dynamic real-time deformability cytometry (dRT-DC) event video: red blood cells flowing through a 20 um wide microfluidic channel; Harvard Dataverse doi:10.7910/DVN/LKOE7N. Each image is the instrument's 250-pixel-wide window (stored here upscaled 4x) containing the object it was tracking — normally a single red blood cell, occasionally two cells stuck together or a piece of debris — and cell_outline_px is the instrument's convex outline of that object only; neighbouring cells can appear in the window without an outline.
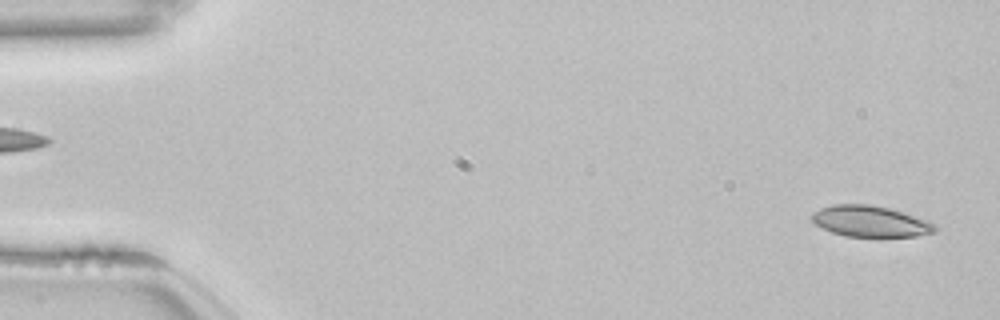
{"species": "common noctule bat (a hibernating species)", "species_latin": "Nyctalus noctula", "temperature_condition": "room temperature", "stored_images_in_passage": 52, "camera_frame_rate_fps": 3000, "um_per_image_px": 0.085, "animal": {"sex": "female", "body_mass_g": 22.7, "forearm_length_mm": 54.2}, "frame": {"image": 1, "passage_image": 1, "time_ms": 0.0, "image_size_px": [1000, 320], "cell_outline_px": [[936, 232], [916, 236], [848, 236], [832, 232], [816, 224], [812, 220], [812, 212], [820, 208], [832, 204], [868, 204], [892, 208], [904, 212], [924, 220], [932, 224], [936, 228]], "centroid_in_image_um": [73.95, 18.79], "position_along_channel_um": 11.1, "area_um2": 22.02}}
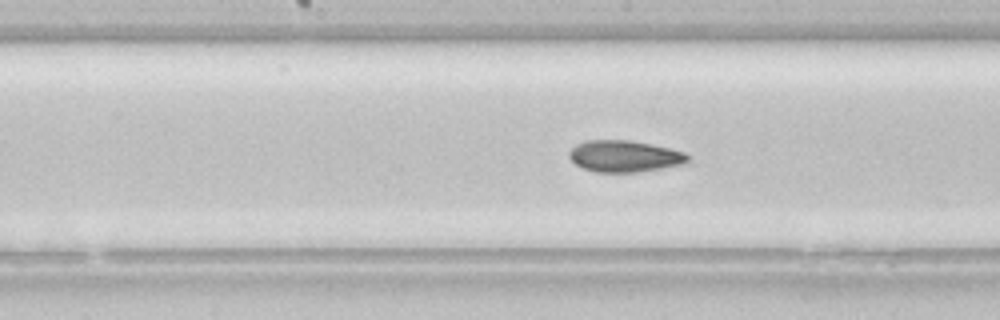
{"frame": {"image": 2, "passage_image": 26, "time_ms": 8.333, "image_size_px": [1000, 320], "cell_outline_px": [[688, 160], [684, 164], [636, 172], [596, 172], [584, 168], [576, 164], [568, 156], [568, 152], [576, 144], [584, 140], [628, 140], [652, 144], [684, 152], [688, 156]], "centroid_in_image_um": [53.04, 13.27], "position_along_channel_um": 195.2, "area_um2": 21.68}}
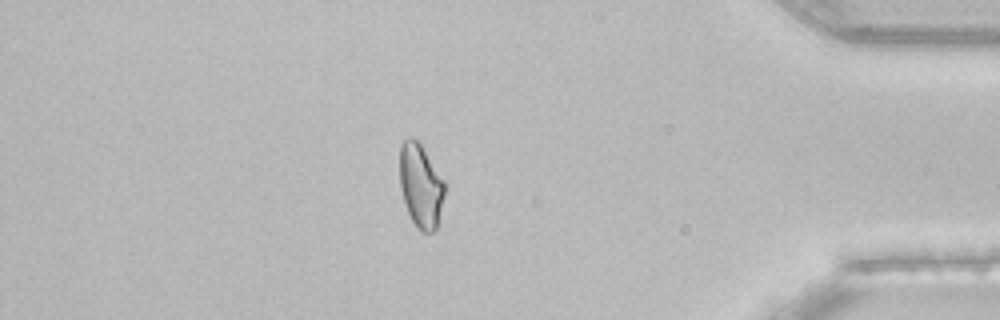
{"frame": {"image": 3, "passage_image": 45, "time_ms": 14.667, "image_size_px": [1000, 320], "cell_outline_px": [[444, 196], [436, 228], [432, 232], [420, 232], [412, 220], [408, 212], [400, 188], [400, 144], [408, 136], [412, 136], [420, 144], [444, 180]], "centroid_in_image_um": [35.74, 15.77], "position_along_channel_um": 399.5, "area_um2": 21.68}, "authors_computed_cell_mechanics": {"area_um2": 22.4553, "velocity_mm_per_s": 3.8394, "shape_relaxation_time_tau1_ms": null, "shape_relaxation_time_tau2_ms": 2.6014, "deformation_change_tau1": null, "deformation_change_tau2": 0.0692}}